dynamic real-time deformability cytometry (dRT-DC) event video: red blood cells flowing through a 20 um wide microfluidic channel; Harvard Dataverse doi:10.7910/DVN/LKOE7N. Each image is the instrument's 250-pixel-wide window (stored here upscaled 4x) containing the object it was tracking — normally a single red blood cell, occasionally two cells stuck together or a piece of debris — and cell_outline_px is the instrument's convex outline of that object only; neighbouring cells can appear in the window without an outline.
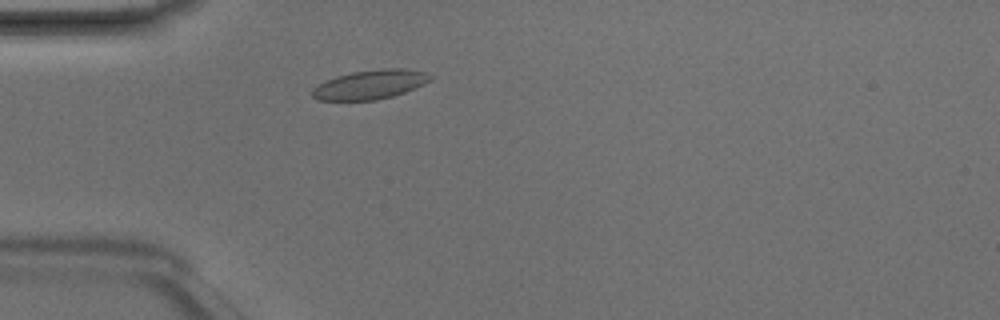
{"species": "Egyptian fruit bat (a non-hibernating species)", "species_latin": "Rousettus aegyptiacus", "temperature_condition": "room temperature", "stored_images_in_passage": 2, "camera_frame_rate_fps": 3000, "um_per_image_px": 0.085, "animal": {"sex": "male"}, "frame": {"image": 1, "passage_image": 2, "time_ms": 0.333, "image_size_px": [1000, 320], "cell_outline_px": [[436, 76], [432, 80], [424, 84], [404, 92], [392, 96], [376, 100], [320, 100], [312, 96], [312, 88], [324, 80], [336, 76], [352, 72], [380, 68], [400, 68], [428, 72]], "centroid_in_image_um": [31.5, 7.17], "position_along_channel_um": 53.5, "area_um2": 20.29}}